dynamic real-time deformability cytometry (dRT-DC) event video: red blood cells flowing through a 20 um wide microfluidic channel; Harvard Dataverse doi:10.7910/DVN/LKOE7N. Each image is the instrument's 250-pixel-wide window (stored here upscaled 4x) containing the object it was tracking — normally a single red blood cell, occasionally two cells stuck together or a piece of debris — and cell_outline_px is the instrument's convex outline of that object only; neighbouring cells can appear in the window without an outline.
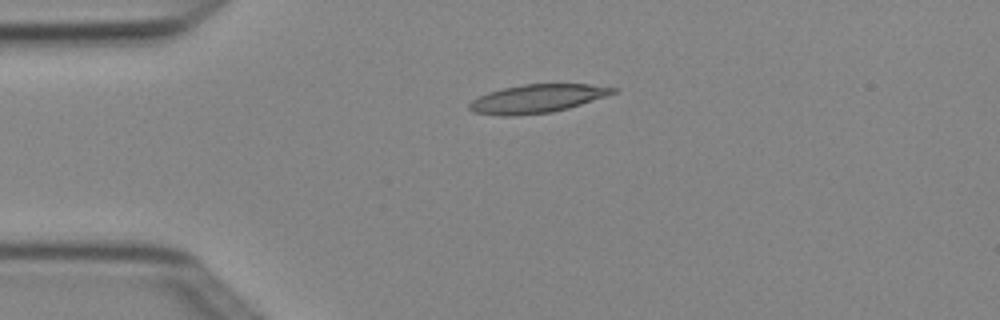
{"species": "Egyptian fruit bat (a non-hibernating species)", "species_latin": "Rousettus aegyptiacus", "temperature_condition": "cold", "stored_images_in_passage": 4, "camera_frame_rate_fps": 3000, "um_per_image_px": 0.085, "animal": {"sex": "female"}, "frame": {"image": 1, "passage_image": 3, "time_ms": 0.667, "image_size_px": [1000, 320], "cell_outline_px": [[620, 88], [616, 92], [568, 108], [552, 112], [516, 116], [500, 116], [472, 112], [468, 108], [468, 104], [472, 100], [488, 92], [504, 88], [524, 84], [588, 84]], "centroid_in_image_um": [45.62, 8.39], "position_along_channel_um": 39.4, "area_um2": 23.7}}